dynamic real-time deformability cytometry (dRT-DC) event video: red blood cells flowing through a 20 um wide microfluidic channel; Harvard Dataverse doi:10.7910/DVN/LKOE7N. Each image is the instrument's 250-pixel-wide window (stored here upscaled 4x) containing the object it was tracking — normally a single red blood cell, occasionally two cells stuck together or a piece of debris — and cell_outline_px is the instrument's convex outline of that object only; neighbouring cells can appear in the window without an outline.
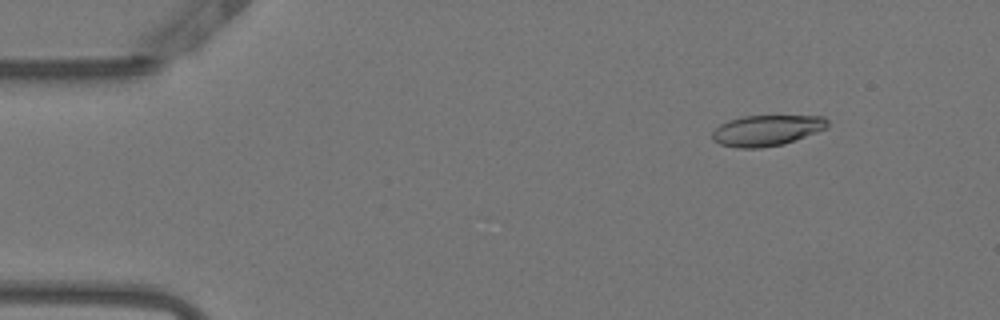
{"species": "Egyptian fruit bat (a non-hibernating species)", "species_latin": "Rousettus aegyptiacus", "temperature_condition": "warm", "stored_images_in_passage": 54, "camera_frame_rate_fps": 3000, "um_per_image_px": 0.085, "animal": {"sex": "female"}, "frame": {"image": 1, "passage_image": 6, "time_ms": 1.667, "image_size_px": [1000, 320], "cell_outline_px": [[828, 128], [784, 144], [760, 148], [736, 148], [720, 144], [712, 140], [712, 132], [720, 124], [728, 120], [744, 116], [824, 116], [828, 120]], "centroid_in_image_um": [65.16, 11.09], "position_along_channel_um": 19.8, "area_um2": 20.75}}
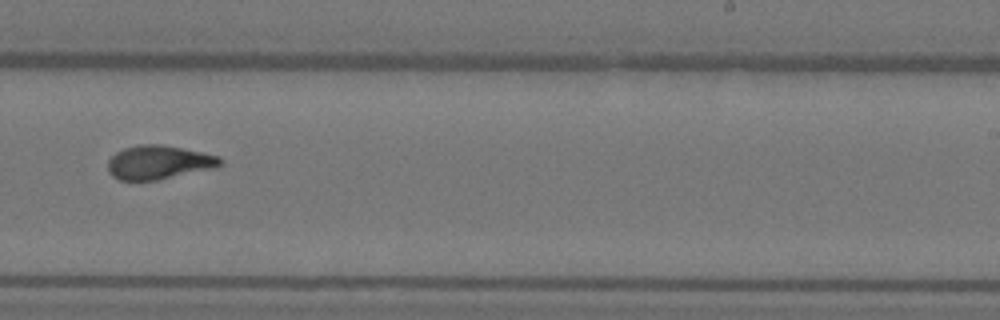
{"frame": {"image": 2, "passage_image": 33, "time_ms": 10.667, "image_size_px": [1000, 320], "cell_outline_px": [[224, 160], [220, 168], [156, 180], [120, 180], [112, 176], [108, 172], [108, 160], [116, 152], [124, 148], [140, 144], [160, 144], [220, 156]], "centroid_in_image_um": [13.54, 13.81], "position_along_channel_um": 275.5, "area_um2": 22.37}}
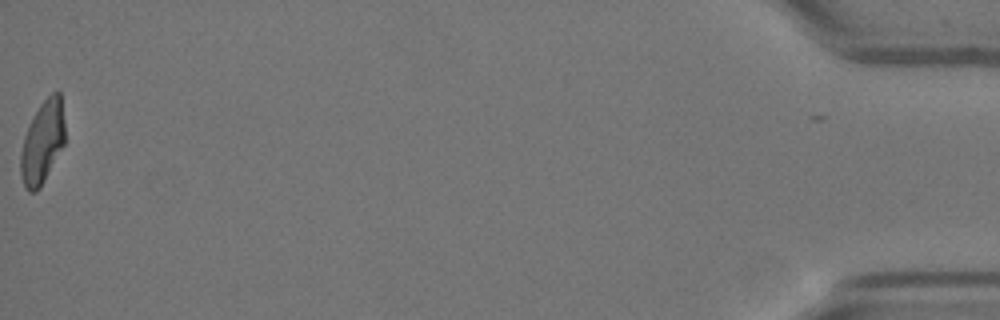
{"frame": {"image": 3, "passage_image": 53, "time_ms": 17.333, "image_size_px": [1000, 320], "cell_outline_px": [[64, 144], [40, 188], [36, 192], [28, 192], [24, 184], [20, 172], [20, 152], [24, 136], [40, 104], [52, 92], [60, 92], [64, 120]], "centroid_in_image_um": [3.6, 12.11], "position_along_channel_um": 431.6, "area_um2": 21.04}, "authors_computed_cell_mechanics": {"area_um2": 21.7906, "velocity_mm_per_s": 3.8324, "shape_relaxation_time_tau1_ms": 4.8513, "shape_relaxation_time_tau2_ms": 1.3549, "deformation_change_tau1": 0.2091, "deformation_change_tau2": 0.0845}}